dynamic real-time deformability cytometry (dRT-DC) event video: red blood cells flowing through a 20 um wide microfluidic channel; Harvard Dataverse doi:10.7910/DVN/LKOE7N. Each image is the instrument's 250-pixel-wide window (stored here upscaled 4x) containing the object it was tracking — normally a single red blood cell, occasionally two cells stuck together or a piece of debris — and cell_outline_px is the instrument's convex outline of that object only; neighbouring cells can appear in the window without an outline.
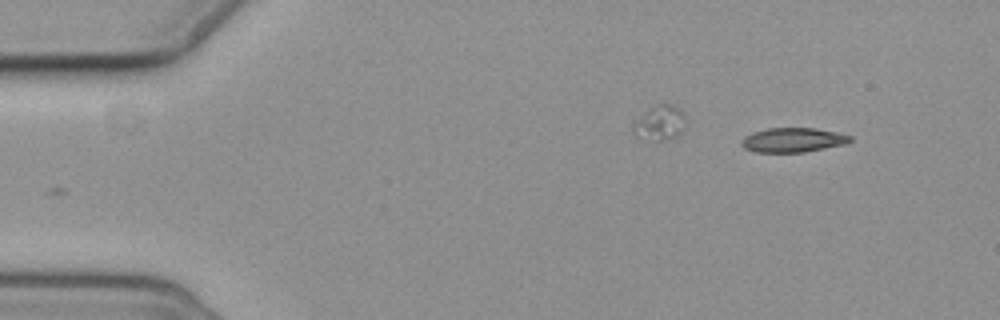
{"species": "common noctule bat (a hibernating species)", "species_latin": "Nyctalus noctula", "temperature_condition": "cold", "stored_images_in_passage": 4, "camera_frame_rate_fps": 3000, "um_per_image_px": 0.085, "animal": {"sex": "female", "body_mass_g": 19.3, "forearm_length_mm": 54.1}, "frame": {"image": 1, "passage_image": 4, "time_ms": 3.667, "image_size_px": [1000, 320], "cell_outline_px": [[852, 140], [848, 144], [804, 152], [756, 152], [744, 148], [740, 144], [744, 136], [752, 132], [768, 128], [816, 128], [836, 132], [852, 136]], "centroid_in_image_um": [67.42, 11.9], "position_along_channel_um": 17.6, "area_um2": 15.61}}